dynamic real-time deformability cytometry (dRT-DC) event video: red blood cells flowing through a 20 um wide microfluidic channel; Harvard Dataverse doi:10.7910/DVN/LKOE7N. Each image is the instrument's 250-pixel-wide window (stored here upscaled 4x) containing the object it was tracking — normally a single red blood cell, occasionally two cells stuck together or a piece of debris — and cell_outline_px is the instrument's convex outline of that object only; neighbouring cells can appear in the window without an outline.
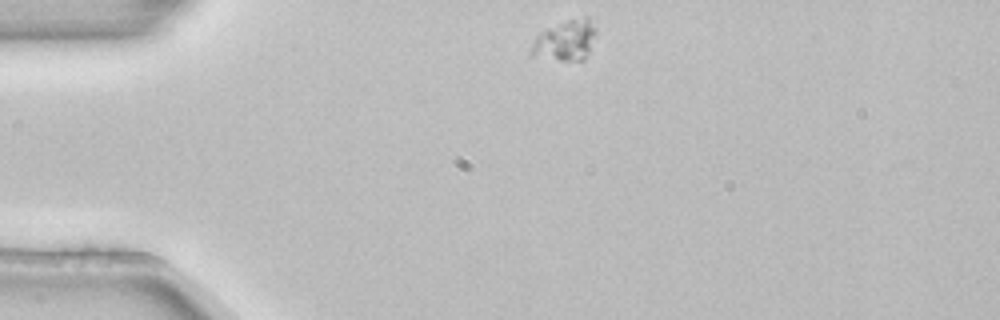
{"species": "common noctule bat (a hibernating species)", "species_latin": "Nyctalus noctula", "temperature_condition": "room temperature", "stored_images_in_passage": 2, "camera_frame_rate_fps": 3000, "um_per_image_px": 0.085, "animal": {"sex": "female", "body_mass_g": 22.7, "forearm_length_mm": 54.2}, "frame": {"image": 1, "passage_image": 1, "time_ms": 0.0, "image_size_px": [1000, 320], "cell_outline_px": [[596, 32], [588, 52], [584, 60], [560, 60], [532, 56], [528, 52], [536, 36], [540, 32], [548, 28], [568, 20], [584, 16], [588, 16], [596, 28]], "centroid_in_image_um": [48.04, 3.43], "position_along_channel_um": 37.0, "area_um2": 15.2}}